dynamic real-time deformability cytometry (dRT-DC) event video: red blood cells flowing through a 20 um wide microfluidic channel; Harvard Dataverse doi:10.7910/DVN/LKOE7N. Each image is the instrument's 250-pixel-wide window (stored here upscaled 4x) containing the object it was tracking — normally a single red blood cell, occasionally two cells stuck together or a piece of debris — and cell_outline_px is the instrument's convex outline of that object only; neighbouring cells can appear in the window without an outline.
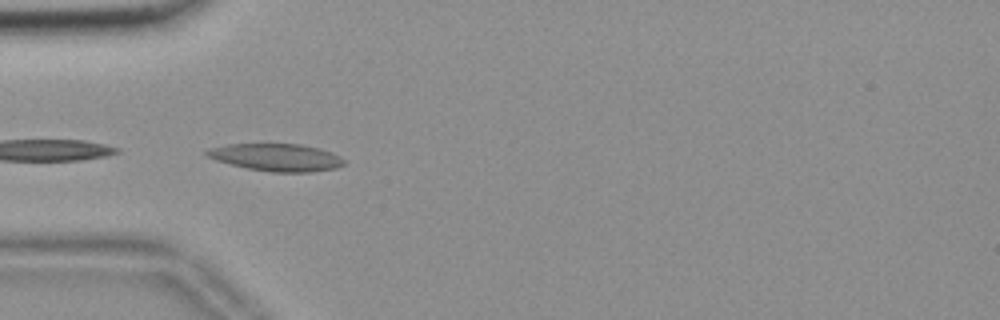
{"species": "common noctule bat (a hibernating species)", "species_latin": "Nyctalus noctula", "temperature_condition": "room temperature", "stored_images_in_passage": 19, "camera_frame_rate_fps": 3000, "um_per_image_px": 0.085, "animal": {"sex": "female", "body_mass_g": 18.4}, "frame": {"image": 1, "passage_image": 16, "time_ms": 5.0, "image_size_px": [1000, 320], "cell_outline_px": [[344, 164], [336, 168], [312, 172], [272, 172], [248, 168], [216, 160], [208, 156], [204, 152], [208, 148], [228, 144], [300, 144], [320, 148], [340, 156], [344, 160]], "centroid_in_image_um": [23.51, 13.37], "position_along_channel_um": 61.5, "area_um2": 21.79}}